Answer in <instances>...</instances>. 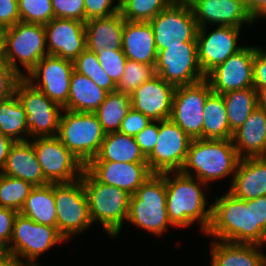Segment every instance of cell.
I'll use <instances>...</instances> for the list:
<instances>
[{
	"label": "cell",
	"mask_w": 266,
	"mask_h": 266,
	"mask_svg": "<svg viewBox=\"0 0 266 266\" xmlns=\"http://www.w3.org/2000/svg\"><path fill=\"white\" fill-rule=\"evenodd\" d=\"M54 198L57 213V230L65 238L83 234L92 226L88 199L82 178L68 183H54Z\"/></svg>",
	"instance_id": "cell-9"
},
{
	"label": "cell",
	"mask_w": 266,
	"mask_h": 266,
	"mask_svg": "<svg viewBox=\"0 0 266 266\" xmlns=\"http://www.w3.org/2000/svg\"><path fill=\"white\" fill-rule=\"evenodd\" d=\"M203 139H232L223 96L212 92L204 105Z\"/></svg>",
	"instance_id": "cell-32"
},
{
	"label": "cell",
	"mask_w": 266,
	"mask_h": 266,
	"mask_svg": "<svg viewBox=\"0 0 266 266\" xmlns=\"http://www.w3.org/2000/svg\"><path fill=\"white\" fill-rule=\"evenodd\" d=\"M85 168L101 183L131 195L153 174L147 163L89 162Z\"/></svg>",
	"instance_id": "cell-22"
},
{
	"label": "cell",
	"mask_w": 266,
	"mask_h": 266,
	"mask_svg": "<svg viewBox=\"0 0 266 266\" xmlns=\"http://www.w3.org/2000/svg\"><path fill=\"white\" fill-rule=\"evenodd\" d=\"M239 160L232 139H192L180 172L209 185L234 176Z\"/></svg>",
	"instance_id": "cell-2"
},
{
	"label": "cell",
	"mask_w": 266,
	"mask_h": 266,
	"mask_svg": "<svg viewBox=\"0 0 266 266\" xmlns=\"http://www.w3.org/2000/svg\"><path fill=\"white\" fill-rule=\"evenodd\" d=\"M44 28L48 55L74 61L87 48L83 21L53 18Z\"/></svg>",
	"instance_id": "cell-19"
},
{
	"label": "cell",
	"mask_w": 266,
	"mask_h": 266,
	"mask_svg": "<svg viewBox=\"0 0 266 266\" xmlns=\"http://www.w3.org/2000/svg\"><path fill=\"white\" fill-rule=\"evenodd\" d=\"M232 140L240 159L266 157V110L257 106Z\"/></svg>",
	"instance_id": "cell-24"
},
{
	"label": "cell",
	"mask_w": 266,
	"mask_h": 266,
	"mask_svg": "<svg viewBox=\"0 0 266 266\" xmlns=\"http://www.w3.org/2000/svg\"><path fill=\"white\" fill-rule=\"evenodd\" d=\"M255 22L266 12V0H241Z\"/></svg>",
	"instance_id": "cell-51"
},
{
	"label": "cell",
	"mask_w": 266,
	"mask_h": 266,
	"mask_svg": "<svg viewBox=\"0 0 266 266\" xmlns=\"http://www.w3.org/2000/svg\"><path fill=\"white\" fill-rule=\"evenodd\" d=\"M266 87V49L256 46L253 60V88Z\"/></svg>",
	"instance_id": "cell-48"
},
{
	"label": "cell",
	"mask_w": 266,
	"mask_h": 266,
	"mask_svg": "<svg viewBox=\"0 0 266 266\" xmlns=\"http://www.w3.org/2000/svg\"><path fill=\"white\" fill-rule=\"evenodd\" d=\"M230 129L234 132L248 119L257 107V91L245 88L222 94Z\"/></svg>",
	"instance_id": "cell-34"
},
{
	"label": "cell",
	"mask_w": 266,
	"mask_h": 266,
	"mask_svg": "<svg viewBox=\"0 0 266 266\" xmlns=\"http://www.w3.org/2000/svg\"><path fill=\"white\" fill-rule=\"evenodd\" d=\"M131 108V96L117 91L108 93L94 111L106 134L118 132L121 122Z\"/></svg>",
	"instance_id": "cell-35"
},
{
	"label": "cell",
	"mask_w": 266,
	"mask_h": 266,
	"mask_svg": "<svg viewBox=\"0 0 266 266\" xmlns=\"http://www.w3.org/2000/svg\"><path fill=\"white\" fill-rule=\"evenodd\" d=\"M100 65L105 70L106 74L117 85L123 76L127 57L124 55L123 50L105 49L97 54Z\"/></svg>",
	"instance_id": "cell-41"
},
{
	"label": "cell",
	"mask_w": 266,
	"mask_h": 266,
	"mask_svg": "<svg viewBox=\"0 0 266 266\" xmlns=\"http://www.w3.org/2000/svg\"><path fill=\"white\" fill-rule=\"evenodd\" d=\"M0 266H26L16 255L6 252L0 258Z\"/></svg>",
	"instance_id": "cell-53"
},
{
	"label": "cell",
	"mask_w": 266,
	"mask_h": 266,
	"mask_svg": "<svg viewBox=\"0 0 266 266\" xmlns=\"http://www.w3.org/2000/svg\"><path fill=\"white\" fill-rule=\"evenodd\" d=\"M81 178L92 224L98 222L108 237L117 238L123 229L124 221L128 218L131 194L99 182L86 168Z\"/></svg>",
	"instance_id": "cell-4"
},
{
	"label": "cell",
	"mask_w": 266,
	"mask_h": 266,
	"mask_svg": "<svg viewBox=\"0 0 266 266\" xmlns=\"http://www.w3.org/2000/svg\"><path fill=\"white\" fill-rule=\"evenodd\" d=\"M30 141L49 183H68L81 178L85 166L57 136L37 137Z\"/></svg>",
	"instance_id": "cell-13"
},
{
	"label": "cell",
	"mask_w": 266,
	"mask_h": 266,
	"mask_svg": "<svg viewBox=\"0 0 266 266\" xmlns=\"http://www.w3.org/2000/svg\"><path fill=\"white\" fill-rule=\"evenodd\" d=\"M18 212L0 206V245L7 248L12 236L14 220Z\"/></svg>",
	"instance_id": "cell-49"
},
{
	"label": "cell",
	"mask_w": 266,
	"mask_h": 266,
	"mask_svg": "<svg viewBox=\"0 0 266 266\" xmlns=\"http://www.w3.org/2000/svg\"><path fill=\"white\" fill-rule=\"evenodd\" d=\"M1 31L3 58L21 77H26L48 55L43 24L19 21Z\"/></svg>",
	"instance_id": "cell-6"
},
{
	"label": "cell",
	"mask_w": 266,
	"mask_h": 266,
	"mask_svg": "<svg viewBox=\"0 0 266 266\" xmlns=\"http://www.w3.org/2000/svg\"><path fill=\"white\" fill-rule=\"evenodd\" d=\"M155 71L156 75L175 87L206 78L198 61L197 42H184L159 50Z\"/></svg>",
	"instance_id": "cell-12"
},
{
	"label": "cell",
	"mask_w": 266,
	"mask_h": 266,
	"mask_svg": "<svg viewBox=\"0 0 266 266\" xmlns=\"http://www.w3.org/2000/svg\"><path fill=\"white\" fill-rule=\"evenodd\" d=\"M128 0H117L116 3L118 7L120 8L124 3H126Z\"/></svg>",
	"instance_id": "cell-58"
},
{
	"label": "cell",
	"mask_w": 266,
	"mask_h": 266,
	"mask_svg": "<svg viewBox=\"0 0 266 266\" xmlns=\"http://www.w3.org/2000/svg\"><path fill=\"white\" fill-rule=\"evenodd\" d=\"M175 88L156 75L131 94V107L151 121L170 119Z\"/></svg>",
	"instance_id": "cell-21"
},
{
	"label": "cell",
	"mask_w": 266,
	"mask_h": 266,
	"mask_svg": "<svg viewBox=\"0 0 266 266\" xmlns=\"http://www.w3.org/2000/svg\"><path fill=\"white\" fill-rule=\"evenodd\" d=\"M148 22L154 32L157 51L184 42H197L199 27L189 5L173 2Z\"/></svg>",
	"instance_id": "cell-14"
},
{
	"label": "cell",
	"mask_w": 266,
	"mask_h": 266,
	"mask_svg": "<svg viewBox=\"0 0 266 266\" xmlns=\"http://www.w3.org/2000/svg\"><path fill=\"white\" fill-rule=\"evenodd\" d=\"M74 71L90 78L108 93L116 91V84L100 65L97 54L87 48L73 61Z\"/></svg>",
	"instance_id": "cell-36"
},
{
	"label": "cell",
	"mask_w": 266,
	"mask_h": 266,
	"mask_svg": "<svg viewBox=\"0 0 266 266\" xmlns=\"http://www.w3.org/2000/svg\"><path fill=\"white\" fill-rule=\"evenodd\" d=\"M151 122L142 112L131 107L121 122L118 132L135 137Z\"/></svg>",
	"instance_id": "cell-45"
},
{
	"label": "cell",
	"mask_w": 266,
	"mask_h": 266,
	"mask_svg": "<svg viewBox=\"0 0 266 266\" xmlns=\"http://www.w3.org/2000/svg\"><path fill=\"white\" fill-rule=\"evenodd\" d=\"M21 78L4 58L0 60V101L15 94L16 84Z\"/></svg>",
	"instance_id": "cell-44"
},
{
	"label": "cell",
	"mask_w": 266,
	"mask_h": 266,
	"mask_svg": "<svg viewBox=\"0 0 266 266\" xmlns=\"http://www.w3.org/2000/svg\"><path fill=\"white\" fill-rule=\"evenodd\" d=\"M3 58L2 31L0 30V60Z\"/></svg>",
	"instance_id": "cell-56"
},
{
	"label": "cell",
	"mask_w": 266,
	"mask_h": 266,
	"mask_svg": "<svg viewBox=\"0 0 266 266\" xmlns=\"http://www.w3.org/2000/svg\"><path fill=\"white\" fill-rule=\"evenodd\" d=\"M210 29L199 28L196 38L198 61L205 75L244 47L238 45L242 28L215 26L211 32Z\"/></svg>",
	"instance_id": "cell-17"
},
{
	"label": "cell",
	"mask_w": 266,
	"mask_h": 266,
	"mask_svg": "<svg viewBox=\"0 0 266 266\" xmlns=\"http://www.w3.org/2000/svg\"><path fill=\"white\" fill-rule=\"evenodd\" d=\"M211 93L212 89L206 78L175 88L170 119L191 139L203 138V110Z\"/></svg>",
	"instance_id": "cell-11"
},
{
	"label": "cell",
	"mask_w": 266,
	"mask_h": 266,
	"mask_svg": "<svg viewBox=\"0 0 266 266\" xmlns=\"http://www.w3.org/2000/svg\"><path fill=\"white\" fill-rule=\"evenodd\" d=\"M161 174L165 178L169 221L180 229L196 222L200 225V231L205 233L211 221L212 208L211 204L207 206L209 203L204 192L209 186L180 171Z\"/></svg>",
	"instance_id": "cell-1"
},
{
	"label": "cell",
	"mask_w": 266,
	"mask_h": 266,
	"mask_svg": "<svg viewBox=\"0 0 266 266\" xmlns=\"http://www.w3.org/2000/svg\"><path fill=\"white\" fill-rule=\"evenodd\" d=\"M225 192L211 203V221L204 235L224 242L254 244L252 199H240L228 190Z\"/></svg>",
	"instance_id": "cell-3"
},
{
	"label": "cell",
	"mask_w": 266,
	"mask_h": 266,
	"mask_svg": "<svg viewBox=\"0 0 266 266\" xmlns=\"http://www.w3.org/2000/svg\"><path fill=\"white\" fill-rule=\"evenodd\" d=\"M147 163L133 136L120 132L108 133L101 143L98 154L90 162Z\"/></svg>",
	"instance_id": "cell-29"
},
{
	"label": "cell",
	"mask_w": 266,
	"mask_h": 266,
	"mask_svg": "<svg viewBox=\"0 0 266 266\" xmlns=\"http://www.w3.org/2000/svg\"><path fill=\"white\" fill-rule=\"evenodd\" d=\"M228 191L244 200L266 196V157L240 159Z\"/></svg>",
	"instance_id": "cell-23"
},
{
	"label": "cell",
	"mask_w": 266,
	"mask_h": 266,
	"mask_svg": "<svg viewBox=\"0 0 266 266\" xmlns=\"http://www.w3.org/2000/svg\"><path fill=\"white\" fill-rule=\"evenodd\" d=\"M173 2L174 0H128L119 11L126 21L148 22Z\"/></svg>",
	"instance_id": "cell-38"
},
{
	"label": "cell",
	"mask_w": 266,
	"mask_h": 266,
	"mask_svg": "<svg viewBox=\"0 0 266 266\" xmlns=\"http://www.w3.org/2000/svg\"><path fill=\"white\" fill-rule=\"evenodd\" d=\"M54 18L85 22L84 0H51Z\"/></svg>",
	"instance_id": "cell-42"
},
{
	"label": "cell",
	"mask_w": 266,
	"mask_h": 266,
	"mask_svg": "<svg viewBox=\"0 0 266 266\" xmlns=\"http://www.w3.org/2000/svg\"><path fill=\"white\" fill-rule=\"evenodd\" d=\"M20 21L47 24L54 18L51 0H18Z\"/></svg>",
	"instance_id": "cell-40"
},
{
	"label": "cell",
	"mask_w": 266,
	"mask_h": 266,
	"mask_svg": "<svg viewBox=\"0 0 266 266\" xmlns=\"http://www.w3.org/2000/svg\"><path fill=\"white\" fill-rule=\"evenodd\" d=\"M14 143L12 139L0 133V171L4 167L10 148Z\"/></svg>",
	"instance_id": "cell-52"
},
{
	"label": "cell",
	"mask_w": 266,
	"mask_h": 266,
	"mask_svg": "<svg viewBox=\"0 0 266 266\" xmlns=\"http://www.w3.org/2000/svg\"><path fill=\"white\" fill-rule=\"evenodd\" d=\"M196 0H174L175 3L191 5Z\"/></svg>",
	"instance_id": "cell-55"
},
{
	"label": "cell",
	"mask_w": 266,
	"mask_h": 266,
	"mask_svg": "<svg viewBox=\"0 0 266 266\" xmlns=\"http://www.w3.org/2000/svg\"><path fill=\"white\" fill-rule=\"evenodd\" d=\"M107 94V91L96 85L90 78L73 71L68 102L63 109L74 112H94L104 102Z\"/></svg>",
	"instance_id": "cell-30"
},
{
	"label": "cell",
	"mask_w": 266,
	"mask_h": 266,
	"mask_svg": "<svg viewBox=\"0 0 266 266\" xmlns=\"http://www.w3.org/2000/svg\"><path fill=\"white\" fill-rule=\"evenodd\" d=\"M105 135L94 112L62 110L57 137L84 166L98 154Z\"/></svg>",
	"instance_id": "cell-7"
},
{
	"label": "cell",
	"mask_w": 266,
	"mask_h": 266,
	"mask_svg": "<svg viewBox=\"0 0 266 266\" xmlns=\"http://www.w3.org/2000/svg\"><path fill=\"white\" fill-rule=\"evenodd\" d=\"M15 94L26 113L29 140L37 137L57 136L63 108L24 77L17 82Z\"/></svg>",
	"instance_id": "cell-10"
},
{
	"label": "cell",
	"mask_w": 266,
	"mask_h": 266,
	"mask_svg": "<svg viewBox=\"0 0 266 266\" xmlns=\"http://www.w3.org/2000/svg\"><path fill=\"white\" fill-rule=\"evenodd\" d=\"M199 28L211 26H252L254 19L241 0H196L191 5Z\"/></svg>",
	"instance_id": "cell-20"
},
{
	"label": "cell",
	"mask_w": 266,
	"mask_h": 266,
	"mask_svg": "<svg viewBox=\"0 0 266 266\" xmlns=\"http://www.w3.org/2000/svg\"><path fill=\"white\" fill-rule=\"evenodd\" d=\"M0 133L14 142L29 140L26 113L16 94L0 101Z\"/></svg>",
	"instance_id": "cell-33"
},
{
	"label": "cell",
	"mask_w": 266,
	"mask_h": 266,
	"mask_svg": "<svg viewBox=\"0 0 266 266\" xmlns=\"http://www.w3.org/2000/svg\"><path fill=\"white\" fill-rule=\"evenodd\" d=\"M260 18L266 19V12Z\"/></svg>",
	"instance_id": "cell-59"
},
{
	"label": "cell",
	"mask_w": 266,
	"mask_h": 266,
	"mask_svg": "<svg viewBox=\"0 0 266 266\" xmlns=\"http://www.w3.org/2000/svg\"><path fill=\"white\" fill-rule=\"evenodd\" d=\"M116 0H84L85 22L91 19L107 17L120 10Z\"/></svg>",
	"instance_id": "cell-46"
},
{
	"label": "cell",
	"mask_w": 266,
	"mask_h": 266,
	"mask_svg": "<svg viewBox=\"0 0 266 266\" xmlns=\"http://www.w3.org/2000/svg\"><path fill=\"white\" fill-rule=\"evenodd\" d=\"M0 173L20 178L34 187L49 184L44 177L33 143L30 140L15 142L11 146L6 163Z\"/></svg>",
	"instance_id": "cell-25"
},
{
	"label": "cell",
	"mask_w": 266,
	"mask_h": 266,
	"mask_svg": "<svg viewBox=\"0 0 266 266\" xmlns=\"http://www.w3.org/2000/svg\"><path fill=\"white\" fill-rule=\"evenodd\" d=\"M254 215V244L264 246L266 243V196L252 199Z\"/></svg>",
	"instance_id": "cell-43"
},
{
	"label": "cell",
	"mask_w": 266,
	"mask_h": 266,
	"mask_svg": "<svg viewBox=\"0 0 266 266\" xmlns=\"http://www.w3.org/2000/svg\"><path fill=\"white\" fill-rule=\"evenodd\" d=\"M73 71V61L46 55L24 78L63 108L68 102Z\"/></svg>",
	"instance_id": "cell-16"
},
{
	"label": "cell",
	"mask_w": 266,
	"mask_h": 266,
	"mask_svg": "<svg viewBox=\"0 0 266 266\" xmlns=\"http://www.w3.org/2000/svg\"><path fill=\"white\" fill-rule=\"evenodd\" d=\"M20 21L18 0H0V30Z\"/></svg>",
	"instance_id": "cell-50"
},
{
	"label": "cell",
	"mask_w": 266,
	"mask_h": 266,
	"mask_svg": "<svg viewBox=\"0 0 266 266\" xmlns=\"http://www.w3.org/2000/svg\"><path fill=\"white\" fill-rule=\"evenodd\" d=\"M7 252L6 248L0 245V258Z\"/></svg>",
	"instance_id": "cell-57"
},
{
	"label": "cell",
	"mask_w": 266,
	"mask_h": 266,
	"mask_svg": "<svg viewBox=\"0 0 266 266\" xmlns=\"http://www.w3.org/2000/svg\"><path fill=\"white\" fill-rule=\"evenodd\" d=\"M122 50L129 60L155 65L158 51L150 23L125 20Z\"/></svg>",
	"instance_id": "cell-26"
},
{
	"label": "cell",
	"mask_w": 266,
	"mask_h": 266,
	"mask_svg": "<svg viewBox=\"0 0 266 266\" xmlns=\"http://www.w3.org/2000/svg\"><path fill=\"white\" fill-rule=\"evenodd\" d=\"M65 241L57 227L38 224L18 212L6 250L16 255L26 266H40L37 258Z\"/></svg>",
	"instance_id": "cell-8"
},
{
	"label": "cell",
	"mask_w": 266,
	"mask_h": 266,
	"mask_svg": "<svg viewBox=\"0 0 266 266\" xmlns=\"http://www.w3.org/2000/svg\"><path fill=\"white\" fill-rule=\"evenodd\" d=\"M124 21L120 11L86 21L87 49L95 54L105 49L122 50Z\"/></svg>",
	"instance_id": "cell-27"
},
{
	"label": "cell",
	"mask_w": 266,
	"mask_h": 266,
	"mask_svg": "<svg viewBox=\"0 0 266 266\" xmlns=\"http://www.w3.org/2000/svg\"><path fill=\"white\" fill-rule=\"evenodd\" d=\"M210 241L211 266H266L262 245Z\"/></svg>",
	"instance_id": "cell-28"
},
{
	"label": "cell",
	"mask_w": 266,
	"mask_h": 266,
	"mask_svg": "<svg viewBox=\"0 0 266 266\" xmlns=\"http://www.w3.org/2000/svg\"><path fill=\"white\" fill-rule=\"evenodd\" d=\"M257 91V106L266 110V87Z\"/></svg>",
	"instance_id": "cell-54"
},
{
	"label": "cell",
	"mask_w": 266,
	"mask_h": 266,
	"mask_svg": "<svg viewBox=\"0 0 266 266\" xmlns=\"http://www.w3.org/2000/svg\"><path fill=\"white\" fill-rule=\"evenodd\" d=\"M158 135L159 121H152L134 137L145 157L153 151V148L157 143Z\"/></svg>",
	"instance_id": "cell-47"
},
{
	"label": "cell",
	"mask_w": 266,
	"mask_h": 266,
	"mask_svg": "<svg viewBox=\"0 0 266 266\" xmlns=\"http://www.w3.org/2000/svg\"><path fill=\"white\" fill-rule=\"evenodd\" d=\"M256 47L245 45L226 61L217 65L207 75L212 92L224 94L229 91L253 88V60Z\"/></svg>",
	"instance_id": "cell-18"
},
{
	"label": "cell",
	"mask_w": 266,
	"mask_h": 266,
	"mask_svg": "<svg viewBox=\"0 0 266 266\" xmlns=\"http://www.w3.org/2000/svg\"><path fill=\"white\" fill-rule=\"evenodd\" d=\"M19 213L38 224L57 227L54 183L33 187Z\"/></svg>",
	"instance_id": "cell-31"
},
{
	"label": "cell",
	"mask_w": 266,
	"mask_h": 266,
	"mask_svg": "<svg viewBox=\"0 0 266 266\" xmlns=\"http://www.w3.org/2000/svg\"><path fill=\"white\" fill-rule=\"evenodd\" d=\"M33 187L20 178L0 173V206L19 212Z\"/></svg>",
	"instance_id": "cell-37"
},
{
	"label": "cell",
	"mask_w": 266,
	"mask_h": 266,
	"mask_svg": "<svg viewBox=\"0 0 266 266\" xmlns=\"http://www.w3.org/2000/svg\"><path fill=\"white\" fill-rule=\"evenodd\" d=\"M154 76H156L155 65L127 59L123 76L116 85V91L131 96L136 88Z\"/></svg>",
	"instance_id": "cell-39"
},
{
	"label": "cell",
	"mask_w": 266,
	"mask_h": 266,
	"mask_svg": "<svg viewBox=\"0 0 266 266\" xmlns=\"http://www.w3.org/2000/svg\"><path fill=\"white\" fill-rule=\"evenodd\" d=\"M191 138L171 119L159 121V135L153 151L146 157L152 173L180 171Z\"/></svg>",
	"instance_id": "cell-15"
},
{
	"label": "cell",
	"mask_w": 266,
	"mask_h": 266,
	"mask_svg": "<svg viewBox=\"0 0 266 266\" xmlns=\"http://www.w3.org/2000/svg\"><path fill=\"white\" fill-rule=\"evenodd\" d=\"M139 229L161 237L168 227H174L167 214L165 178L153 173L131 195L127 221Z\"/></svg>",
	"instance_id": "cell-5"
}]
</instances>
